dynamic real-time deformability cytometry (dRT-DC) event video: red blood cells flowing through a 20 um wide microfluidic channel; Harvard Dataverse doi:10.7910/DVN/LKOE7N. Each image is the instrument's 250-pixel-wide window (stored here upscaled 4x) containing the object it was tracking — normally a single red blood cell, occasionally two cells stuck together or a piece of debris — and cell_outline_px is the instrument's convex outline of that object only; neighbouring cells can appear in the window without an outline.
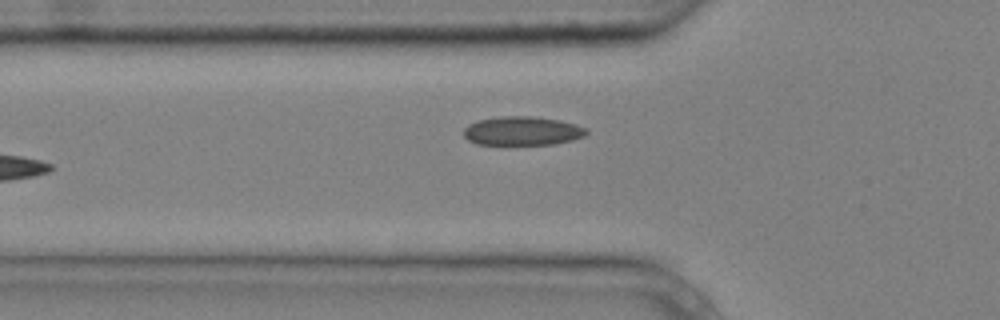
{"species": "common noctule bat (a hibernating species)", "species_latin": "Nyctalus noctula", "temperature_condition": "cold", "stored_images_in_passage": 7, "camera_frame_rate_fps": 3000, "um_per_image_px": 0.085, "animal": {"sex": "male", "body_mass_g": 20.4}, "frame": {"image": 1, "passage_image": 7, "time_ms": 2.0, "image_size_px": [1000, 320], "cell_outline_px": [[588, 132], [584, 136], [572, 140], [556, 144], [476, 144], [468, 140], [464, 136], [464, 128], [468, 124], [480, 120], [500, 116], [532, 116], [560, 120], [576, 124], [588, 128]], "centroid_in_image_um": [44.42, 11.12], "position_along_channel_um": 81.4, "area_um2": 20.69}}